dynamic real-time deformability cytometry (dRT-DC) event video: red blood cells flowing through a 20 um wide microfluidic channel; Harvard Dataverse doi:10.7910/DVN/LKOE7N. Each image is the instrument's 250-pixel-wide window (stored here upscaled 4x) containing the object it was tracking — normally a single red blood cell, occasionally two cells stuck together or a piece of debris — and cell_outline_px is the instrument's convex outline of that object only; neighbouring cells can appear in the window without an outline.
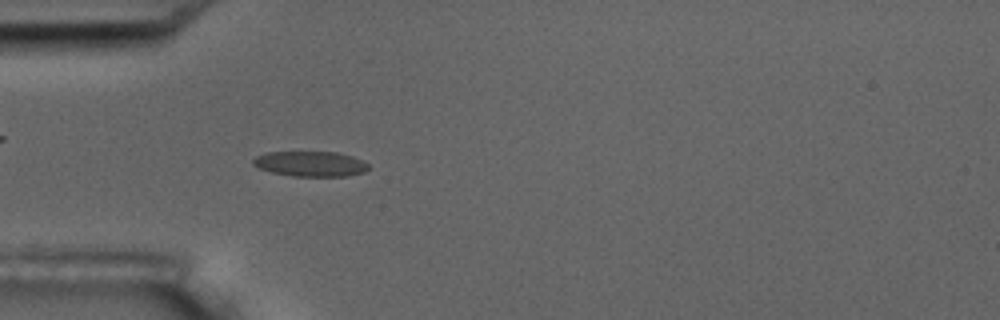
{"species": "common noctule bat (a hibernating species)", "species_latin": "Nyctalus noctula", "temperature_condition": "room temperature", "stored_images_in_passage": 4, "camera_frame_rate_fps": 3000, "um_per_image_px": 0.085, "animal": {"sex": "male", "body_mass_g": 17.5, "forearm_length_mm": 52.3}, "frame": {"image": 1, "passage_image": 4, "time_ms": 3.667, "image_size_px": [1000, 320], "cell_outline_px": [[368, 168], [364, 172], [348, 176], [292, 176], [272, 172], [260, 168], [252, 164], [252, 160], [256, 156], [268, 152], [336, 152], [352, 156], [368, 164]], "centroid_in_image_um": [26.38, 13.93], "position_along_channel_um": 58.6, "area_um2": 16.82}}